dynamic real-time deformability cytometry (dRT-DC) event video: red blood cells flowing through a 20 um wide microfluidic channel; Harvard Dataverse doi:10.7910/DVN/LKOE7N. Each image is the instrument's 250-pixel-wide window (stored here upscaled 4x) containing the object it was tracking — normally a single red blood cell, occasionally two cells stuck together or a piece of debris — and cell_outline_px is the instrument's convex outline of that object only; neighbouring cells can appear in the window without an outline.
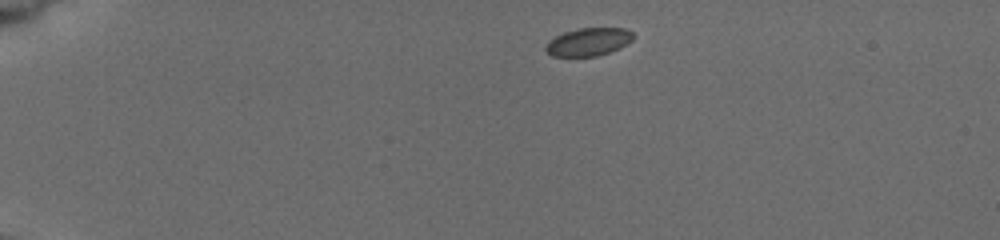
{"species": "common noctule bat (a hibernating species)", "species_latin": "Nyctalus noctula", "temperature_condition": "cold", "stored_images_in_passage": 6, "camera_frame_rate_fps": 3000, "um_per_image_px": 0.085, "animal": {"sex": "female", "body_mass_g": 19.5, "forearm_length_mm": 54.1}, "frame": {"image": 1, "passage_image": 1, "time_ms": 0.0, "image_size_px": [1000, 240], "cell_outline_px": [[632, 40], [620, 48], [596, 56], [552, 56], [544, 48], [548, 40], [564, 32], [580, 28], [624, 28], [632, 32]], "centroid_in_image_um": [50.0, 3.55], "position_along_channel_um": 35.0, "area_um2": 14.1}}
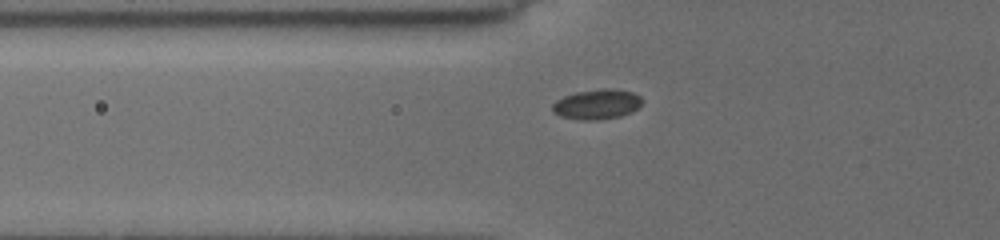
{"frame": {"image": 2, "passage_image": 5, "time_ms": 3.0, "image_size_px": [1000, 240], "cell_outline_px": [[644, 100], [632, 112], [620, 116], [596, 120], [580, 120], [560, 116], [552, 112], [552, 104], [556, 100], [564, 96], [576, 92], [600, 88], [612, 88], [632, 92], [640, 96]], "centroid_in_image_um": [50.72, 8.85], "position_along_channel_um": 75.1, "area_um2": 15.78}}